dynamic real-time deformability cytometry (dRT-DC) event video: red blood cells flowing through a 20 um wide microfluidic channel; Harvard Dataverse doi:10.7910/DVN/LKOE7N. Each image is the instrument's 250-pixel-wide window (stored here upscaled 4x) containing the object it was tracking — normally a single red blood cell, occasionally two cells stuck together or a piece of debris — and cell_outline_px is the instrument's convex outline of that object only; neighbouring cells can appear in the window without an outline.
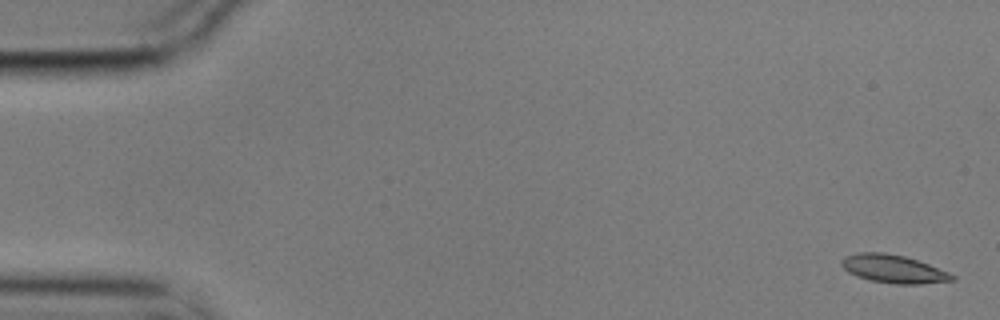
{"species": "common noctule bat (a hibernating species)", "species_latin": "Nyctalus noctula", "temperature_condition": "cold", "stored_images_in_passage": 5, "camera_frame_rate_fps": 3000, "um_per_image_px": 0.085, "animal": {"sex": "male", "body_mass_g": 17.9}, "frame": {"image": 1, "passage_image": 1, "time_ms": 0.0, "image_size_px": [1000, 320], "cell_outline_px": [[956, 280], [920, 284], [896, 284], [872, 280], [856, 276], [848, 272], [840, 264], [840, 260], [844, 256], [856, 252], [884, 252], [904, 256], [928, 264], [948, 272], [956, 276]], "centroid_in_image_um": [75.91, 22.85], "position_along_channel_um": 9.1, "area_um2": 18.15}}
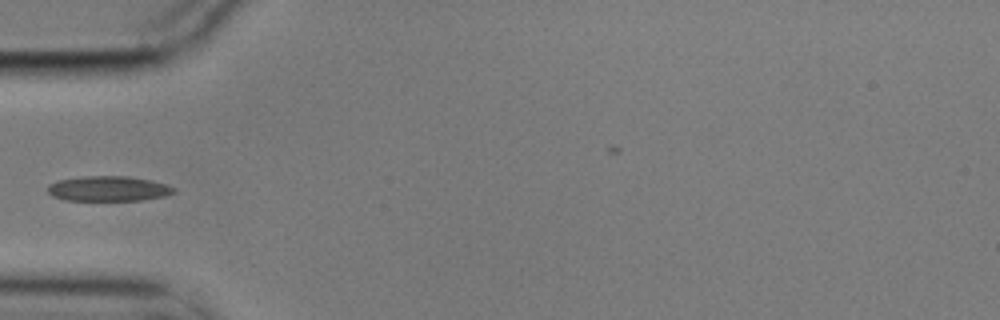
{"frame": {"image": 2, "passage_image": 5, "time_ms": 1.333, "image_size_px": [1000, 320], "cell_outline_px": [[176, 192], [168, 196], [144, 200], [64, 200], [52, 196], [48, 192], [48, 184], [56, 180], [80, 176], [128, 176], [152, 180], [168, 184], [176, 188]], "centroid_in_image_um": [9.25, 16.03], "position_along_channel_um": 75.7, "area_um2": 18.84}}